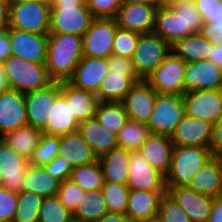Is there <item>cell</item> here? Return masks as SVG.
Masks as SVG:
<instances>
[{
  "mask_svg": "<svg viewBox=\"0 0 222 222\" xmlns=\"http://www.w3.org/2000/svg\"><path fill=\"white\" fill-rule=\"evenodd\" d=\"M83 58L82 36L48 34L46 69L53 82L68 81Z\"/></svg>",
  "mask_w": 222,
  "mask_h": 222,
  "instance_id": "6da1fadb",
  "label": "cell"
},
{
  "mask_svg": "<svg viewBox=\"0 0 222 222\" xmlns=\"http://www.w3.org/2000/svg\"><path fill=\"white\" fill-rule=\"evenodd\" d=\"M212 156L210 147L174 146L170 170L165 176L166 188L188 186Z\"/></svg>",
  "mask_w": 222,
  "mask_h": 222,
  "instance_id": "7a4b0ae2",
  "label": "cell"
},
{
  "mask_svg": "<svg viewBox=\"0 0 222 222\" xmlns=\"http://www.w3.org/2000/svg\"><path fill=\"white\" fill-rule=\"evenodd\" d=\"M2 63L9 88L21 93L44 89L53 82L45 64L28 62L13 55Z\"/></svg>",
  "mask_w": 222,
  "mask_h": 222,
  "instance_id": "3957f363",
  "label": "cell"
},
{
  "mask_svg": "<svg viewBox=\"0 0 222 222\" xmlns=\"http://www.w3.org/2000/svg\"><path fill=\"white\" fill-rule=\"evenodd\" d=\"M49 0H31L10 4L7 28H14L36 34H49Z\"/></svg>",
  "mask_w": 222,
  "mask_h": 222,
  "instance_id": "277c9868",
  "label": "cell"
},
{
  "mask_svg": "<svg viewBox=\"0 0 222 222\" xmlns=\"http://www.w3.org/2000/svg\"><path fill=\"white\" fill-rule=\"evenodd\" d=\"M170 52L171 46L158 34L154 32L140 34L131 57L137 75L146 80Z\"/></svg>",
  "mask_w": 222,
  "mask_h": 222,
  "instance_id": "5b68a950",
  "label": "cell"
},
{
  "mask_svg": "<svg viewBox=\"0 0 222 222\" xmlns=\"http://www.w3.org/2000/svg\"><path fill=\"white\" fill-rule=\"evenodd\" d=\"M185 115V105L182 95L157 93L149 123L153 134L171 136Z\"/></svg>",
  "mask_w": 222,
  "mask_h": 222,
  "instance_id": "8992f818",
  "label": "cell"
},
{
  "mask_svg": "<svg viewBox=\"0 0 222 222\" xmlns=\"http://www.w3.org/2000/svg\"><path fill=\"white\" fill-rule=\"evenodd\" d=\"M117 28L115 18H94L82 35L83 56L105 59L111 56Z\"/></svg>",
  "mask_w": 222,
  "mask_h": 222,
  "instance_id": "52a82bcc",
  "label": "cell"
},
{
  "mask_svg": "<svg viewBox=\"0 0 222 222\" xmlns=\"http://www.w3.org/2000/svg\"><path fill=\"white\" fill-rule=\"evenodd\" d=\"M186 62L172 51L146 78V81L160 94L183 95Z\"/></svg>",
  "mask_w": 222,
  "mask_h": 222,
  "instance_id": "ba28073f",
  "label": "cell"
},
{
  "mask_svg": "<svg viewBox=\"0 0 222 222\" xmlns=\"http://www.w3.org/2000/svg\"><path fill=\"white\" fill-rule=\"evenodd\" d=\"M50 9L49 34L71 33L82 36L94 19L86 4Z\"/></svg>",
  "mask_w": 222,
  "mask_h": 222,
  "instance_id": "9c48e42d",
  "label": "cell"
},
{
  "mask_svg": "<svg viewBox=\"0 0 222 222\" xmlns=\"http://www.w3.org/2000/svg\"><path fill=\"white\" fill-rule=\"evenodd\" d=\"M185 114L216 124L222 120V89L197 90L183 95Z\"/></svg>",
  "mask_w": 222,
  "mask_h": 222,
  "instance_id": "30bf717a",
  "label": "cell"
},
{
  "mask_svg": "<svg viewBox=\"0 0 222 222\" xmlns=\"http://www.w3.org/2000/svg\"><path fill=\"white\" fill-rule=\"evenodd\" d=\"M60 94L61 82H52L44 89L25 93L27 125L42 130Z\"/></svg>",
  "mask_w": 222,
  "mask_h": 222,
  "instance_id": "8fae6325",
  "label": "cell"
},
{
  "mask_svg": "<svg viewBox=\"0 0 222 222\" xmlns=\"http://www.w3.org/2000/svg\"><path fill=\"white\" fill-rule=\"evenodd\" d=\"M11 55L32 63L45 64L48 34L8 28Z\"/></svg>",
  "mask_w": 222,
  "mask_h": 222,
  "instance_id": "7c38bea8",
  "label": "cell"
},
{
  "mask_svg": "<svg viewBox=\"0 0 222 222\" xmlns=\"http://www.w3.org/2000/svg\"><path fill=\"white\" fill-rule=\"evenodd\" d=\"M160 3H123L115 17L118 28L137 33L153 32Z\"/></svg>",
  "mask_w": 222,
  "mask_h": 222,
  "instance_id": "4fadbf2b",
  "label": "cell"
},
{
  "mask_svg": "<svg viewBox=\"0 0 222 222\" xmlns=\"http://www.w3.org/2000/svg\"><path fill=\"white\" fill-rule=\"evenodd\" d=\"M127 186L130 190L167 191L165 176L152 167L138 150L131 152Z\"/></svg>",
  "mask_w": 222,
  "mask_h": 222,
  "instance_id": "5bb4252c",
  "label": "cell"
},
{
  "mask_svg": "<svg viewBox=\"0 0 222 222\" xmlns=\"http://www.w3.org/2000/svg\"><path fill=\"white\" fill-rule=\"evenodd\" d=\"M28 164L29 160L0 138V186L16 192L23 191Z\"/></svg>",
  "mask_w": 222,
  "mask_h": 222,
  "instance_id": "9a60e30c",
  "label": "cell"
},
{
  "mask_svg": "<svg viewBox=\"0 0 222 222\" xmlns=\"http://www.w3.org/2000/svg\"><path fill=\"white\" fill-rule=\"evenodd\" d=\"M156 96L157 91L146 80L136 83L122 101L128 119L148 124Z\"/></svg>",
  "mask_w": 222,
  "mask_h": 222,
  "instance_id": "2e32d148",
  "label": "cell"
},
{
  "mask_svg": "<svg viewBox=\"0 0 222 222\" xmlns=\"http://www.w3.org/2000/svg\"><path fill=\"white\" fill-rule=\"evenodd\" d=\"M27 126L25 94L9 88L0 94V138Z\"/></svg>",
  "mask_w": 222,
  "mask_h": 222,
  "instance_id": "e0dca14e",
  "label": "cell"
},
{
  "mask_svg": "<svg viewBox=\"0 0 222 222\" xmlns=\"http://www.w3.org/2000/svg\"><path fill=\"white\" fill-rule=\"evenodd\" d=\"M213 124L185 114L170 136L174 146L210 147Z\"/></svg>",
  "mask_w": 222,
  "mask_h": 222,
  "instance_id": "ac0fdd59",
  "label": "cell"
},
{
  "mask_svg": "<svg viewBox=\"0 0 222 222\" xmlns=\"http://www.w3.org/2000/svg\"><path fill=\"white\" fill-rule=\"evenodd\" d=\"M184 85L185 92L222 89V69L209 59L186 63Z\"/></svg>",
  "mask_w": 222,
  "mask_h": 222,
  "instance_id": "d6986e66",
  "label": "cell"
},
{
  "mask_svg": "<svg viewBox=\"0 0 222 222\" xmlns=\"http://www.w3.org/2000/svg\"><path fill=\"white\" fill-rule=\"evenodd\" d=\"M166 189V193L186 212L192 222H208L214 197L197 193L188 186Z\"/></svg>",
  "mask_w": 222,
  "mask_h": 222,
  "instance_id": "ffe728a7",
  "label": "cell"
},
{
  "mask_svg": "<svg viewBox=\"0 0 222 222\" xmlns=\"http://www.w3.org/2000/svg\"><path fill=\"white\" fill-rule=\"evenodd\" d=\"M108 73L107 59L83 56L68 82L76 88L97 93Z\"/></svg>",
  "mask_w": 222,
  "mask_h": 222,
  "instance_id": "44dd1931",
  "label": "cell"
},
{
  "mask_svg": "<svg viewBox=\"0 0 222 222\" xmlns=\"http://www.w3.org/2000/svg\"><path fill=\"white\" fill-rule=\"evenodd\" d=\"M173 149L170 136L151 133L138 151L152 167L166 176L170 170Z\"/></svg>",
  "mask_w": 222,
  "mask_h": 222,
  "instance_id": "7402d4cb",
  "label": "cell"
},
{
  "mask_svg": "<svg viewBox=\"0 0 222 222\" xmlns=\"http://www.w3.org/2000/svg\"><path fill=\"white\" fill-rule=\"evenodd\" d=\"M166 191L130 190L125 215L130 222H141L158 216L159 206Z\"/></svg>",
  "mask_w": 222,
  "mask_h": 222,
  "instance_id": "603a6c76",
  "label": "cell"
},
{
  "mask_svg": "<svg viewBox=\"0 0 222 222\" xmlns=\"http://www.w3.org/2000/svg\"><path fill=\"white\" fill-rule=\"evenodd\" d=\"M197 193L212 197L222 195V158L210 157L188 184Z\"/></svg>",
  "mask_w": 222,
  "mask_h": 222,
  "instance_id": "cb8c5ba5",
  "label": "cell"
},
{
  "mask_svg": "<svg viewBox=\"0 0 222 222\" xmlns=\"http://www.w3.org/2000/svg\"><path fill=\"white\" fill-rule=\"evenodd\" d=\"M153 32L161 36L170 46L190 35L184 30V21L169 5L160 3L156 15Z\"/></svg>",
  "mask_w": 222,
  "mask_h": 222,
  "instance_id": "d4e9b609",
  "label": "cell"
},
{
  "mask_svg": "<svg viewBox=\"0 0 222 222\" xmlns=\"http://www.w3.org/2000/svg\"><path fill=\"white\" fill-rule=\"evenodd\" d=\"M80 123L72 113L70 104L61 93L53 107L46 126L41 130L43 134L62 136L78 131Z\"/></svg>",
  "mask_w": 222,
  "mask_h": 222,
  "instance_id": "484cf974",
  "label": "cell"
},
{
  "mask_svg": "<svg viewBox=\"0 0 222 222\" xmlns=\"http://www.w3.org/2000/svg\"><path fill=\"white\" fill-rule=\"evenodd\" d=\"M61 93L66 97L79 123L95 117L100 103L96 93L76 88L68 81L61 82Z\"/></svg>",
  "mask_w": 222,
  "mask_h": 222,
  "instance_id": "4316f807",
  "label": "cell"
},
{
  "mask_svg": "<svg viewBox=\"0 0 222 222\" xmlns=\"http://www.w3.org/2000/svg\"><path fill=\"white\" fill-rule=\"evenodd\" d=\"M78 132L97 157L118 148L116 135L104 128L96 117L81 122Z\"/></svg>",
  "mask_w": 222,
  "mask_h": 222,
  "instance_id": "83f0119b",
  "label": "cell"
},
{
  "mask_svg": "<svg viewBox=\"0 0 222 222\" xmlns=\"http://www.w3.org/2000/svg\"><path fill=\"white\" fill-rule=\"evenodd\" d=\"M58 156L71 163L73 167L87 165L98 159L78 131L60 136Z\"/></svg>",
  "mask_w": 222,
  "mask_h": 222,
  "instance_id": "f1b7e54d",
  "label": "cell"
},
{
  "mask_svg": "<svg viewBox=\"0 0 222 222\" xmlns=\"http://www.w3.org/2000/svg\"><path fill=\"white\" fill-rule=\"evenodd\" d=\"M131 151L115 148L98 157L105 182L127 185Z\"/></svg>",
  "mask_w": 222,
  "mask_h": 222,
  "instance_id": "f546056e",
  "label": "cell"
},
{
  "mask_svg": "<svg viewBox=\"0 0 222 222\" xmlns=\"http://www.w3.org/2000/svg\"><path fill=\"white\" fill-rule=\"evenodd\" d=\"M141 80L140 77H126L109 72L101 81L96 95L99 102H122L132 87Z\"/></svg>",
  "mask_w": 222,
  "mask_h": 222,
  "instance_id": "4dcf8cb0",
  "label": "cell"
},
{
  "mask_svg": "<svg viewBox=\"0 0 222 222\" xmlns=\"http://www.w3.org/2000/svg\"><path fill=\"white\" fill-rule=\"evenodd\" d=\"M213 45L200 33L188 35L171 46V51L184 62L209 59Z\"/></svg>",
  "mask_w": 222,
  "mask_h": 222,
  "instance_id": "1f68e13d",
  "label": "cell"
},
{
  "mask_svg": "<svg viewBox=\"0 0 222 222\" xmlns=\"http://www.w3.org/2000/svg\"><path fill=\"white\" fill-rule=\"evenodd\" d=\"M60 181L53 178L43 166L27 165L23 191L32 192L42 197L55 196L60 188Z\"/></svg>",
  "mask_w": 222,
  "mask_h": 222,
  "instance_id": "d6a6232c",
  "label": "cell"
},
{
  "mask_svg": "<svg viewBox=\"0 0 222 222\" xmlns=\"http://www.w3.org/2000/svg\"><path fill=\"white\" fill-rule=\"evenodd\" d=\"M41 135V130L27 125L6 133L1 137V139L11 148H13L19 155L30 161L34 150L39 144Z\"/></svg>",
  "mask_w": 222,
  "mask_h": 222,
  "instance_id": "836d02e7",
  "label": "cell"
},
{
  "mask_svg": "<svg viewBox=\"0 0 222 222\" xmlns=\"http://www.w3.org/2000/svg\"><path fill=\"white\" fill-rule=\"evenodd\" d=\"M109 212L102 189L89 190L72 212V218L84 222H97Z\"/></svg>",
  "mask_w": 222,
  "mask_h": 222,
  "instance_id": "e575fe53",
  "label": "cell"
},
{
  "mask_svg": "<svg viewBox=\"0 0 222 222\" xmlns=\"http://www.w3.org/2000/svg\"><path fill=\"white\" fill-rule=\"evenodd\" d=\"M95 117L104 128L115 135L128 121L122 102H100Z\"/></svg>",
  "mask_w": 222,
  "mask_h": 222,
  "instance_id": "d590c367",
  "label": "cell"
},
{
  "mask_svg": "<svg viewBox=\"0 0 222 222\" xmlns=\"http://www.w3.org/2000/svg\"><path fill=\"white\" fill-rule=\"evenodd\" d=\"M151 130L145 123L129 120L116 135L118 148L136 151L150 136Z\"/></svg>",
  "mask_w": 222,
  "mask_h": 222,
  "instance_id": "8d00e7d4",
  "label": "cell"
},
{
  "mask_svg": "<svg viewBox=\"0 0 222 222\" xmlns=\"http://www.w3.org/2000/svg\"><path fill=\"white\" fill-rule=\"evenodd\" d=\"M70 180L86 192L101 189L104 185V174L98 159L87 165L73 167Z\"/></svg>",
  "mask_w": 222,
  "mask_h": 222,
  "instance_id": "74e56055",
  "label": "cell"
},
{
  "mask_svg": "<svg viewBox=\"0 0 222 222\" xmlns=\"http://www.w3.org/2000/svg\"><path fill=\"white\" fill-rule=\"evenodd\" d=\"M44 197L28 192H18L17 211L14 216L15 222H38L40 207Z\"/></svg>",
  "mask_w": 222,
  "mask_h": 222,
  "instance_id": "f35d334b",
  "label": "cell"
},
{
  "mask_svg": "<svg viewBox=\"0 0 222 222\" xmlns=\"http://www.w3.org/2000/svg\"><path fill=\"white\" fill-rule=\"evenodd\" d=\"M109 212L125 214L130 189L125 184L104 182L101 188Z\"/></svg>",
  "mask_w": 222,
  "mask_h": 222,
  "instance_id": "ab89813d",
  "label": "cell"
},
{
  "mask_svg": "<svg viewBox=\"0 0 222 222\" xmlns=\"http://www.w3.org/2000/svg\"><path fill=\"white\" fill-rule=\"evenodd\" d=\"M71 218L72 212L60 202L57 195L44 197L38 222H67Z\"/></svg>",
  "mask_w": 222,
  "mask_h": 222,
  "instance_id": "60d3db41",
  "label": "cell"
},
{
  "mask_svg": "<svg viewBox=\"0 0 222 222\" xmlns=\"http://www.w3.org/2000/svg\"><path fill=\"white\" fill-rule=\"evenodd\" d=\"M60 136L41 135L39 144L34 150L29 163L35 166H44L59 155Z\"/></svg>",
  "mask_w": 222,
  "mask_h": 222,
  "instance_id": "b9f144b4",
  "label": "cell"
},
{
  "mask_svg": "<svg viewBox=\"0 0 222 222\" xmlns=\"http://www.w3.org/2000/svg\"><path fill=\"white\" fill-rule=\"evenodd\" d=\"M167 5H169L179 16L182 17L184 21V30H190V35L200 33L204 23L195 4L174 2Z\"/></svg>",
  "mask_w": 222,
  "mask_h": 222,
  "instance_id": "7bdbcfd3",
  "label": "cell"
},
{
  "mask_svg": "<svg viewBox=\"0 0 222 222\" xmlns=\"http://www.w3.org/2000/svg\"><path fill=\"white\" fill-rule=\"evenodd\" d=\"M140 33L117 28L113 42V54L126 58L132 57Z\"/></svg>",
  "mask_w": 222,
  "mask_h": 222,
  "instance_id": "ee69618b",
  "label": "cell"
},
{
  "mask_svg": "<svg viewBox=\"0 0 222 222\" xmlns=\"http://www.w3.org/2000/svg\"><path fill=\"white\" fill-rule=\"evenodd\" d=\"M86 191L81 189L72 180L67 179L60 183L57 196L60 202L71 212L79 205Z\"/></svg>",
  "mask_w": 222,
  "mask_h": 222,
  "instance_id": "f6af8a7d",
  "label": "cell"
},
{
  "mask_svg": "<svg viewBox=\"0 0 222 222\" xmlns=\"http://www.w3.org/2000/svg\"><path fill=\"white\" fill-rule=\"evenodd\" d=\"M158 216L163 222H192L186 212L167 193L161 199Z\"/></svg>",
  "mask_w": 222,
  "mask_h": 222,
  "instance_id": "bcb514c9",
  "label": "cell"
},
{
  "mask_svg": "<svg viewBox=\"0 0 222 222\" xmlns=\"http://www.w3.org/2000/svg\"><path fill=\"white\" fill-rule=\"evenodd\" d=\"M122 0H89L86 4L94 18H115Z\"/></svg>",
  "mask_w": 222,
  "mask_h": 222,
  "instance_id": "7dc6e473",
  "label": "cell"
},
{
  "mask_svg": "<svg viewBox=\"0 0 222 222\" xmlns=\"http://www.w3.org/2000/svg\"><path fill=\"white\" fill-rule=\"evenodd\" d=\"M17 204L18 192L0 186V221L13 220Z\"/></svg>",
  "mask_w": 222,
  "mask_h": 222,
  "instance_id": "c3c4849f",
  "label": "cell"
},
{
  "mask_svg": "<svg viewBox=\"0 0 222 222\" xmlns=\"http://www.w3.org/2000/svg\"><path fill=\"white\" fill-rule=\"evenodd\" d=\"M195 6L203 23H211V20L222 19V0H196Z\"/></svg>",
  "mask_w": 222,
  "mask_h": 222,
  "instance_id": "681fc988",
  "label": "cell"
},
{
  "mask_svg": "<svg viewBox=\"0 0 222 222\" xmlns=\"http://www.w3.org/2000/svg\"><path fill=\"white\" fill-rule=\"evenodd\" d=\"M109 72L126 77H139L130 58L112 54L107 58Z\"/></svg>",
  "mask_w": 222,
  "mask_h": 222,
  "instance_id": "f907efd6",
  "label": "cell"
},
{
  "mask_svg": "<svg viewBox=\"0 0 222 222\" xmlns=\"http://www.w3.org/2000/svg\"><path fill=\"white\" fill-rule=\"evenodd\" d=\"M44 169L55 179L63 182L70 179L73 166L65 159L57 156L49 163L45 164Z\"/></svg>",
  "mask_w": 222,
  "mask_h": 222,
  "instance_id": "816d5d0a",
  "label": "cell"
},
{
  "mask_svg": "<svg viewBox=\"0 0 222 222\" xmlns=\"http://www.w3.org/2000/svg\"><path fill=\"white\" fill-rule=\"evenodd\" d=\"M200 34L207 39L212 45L222 43V19L211 20V23L202 25Z\"/></svg>",
  "mask_w": 222,
  "mask_h": 222,
  "instance_id": "f5cc1de1",
  "label": "cell"
},
{
  "mask_svg": "<svg viewBox=\"0 0 222 222\" xmlns=\"http://www.w3.org/2000/svg\"><path fill=\"white\" fill-rule=\"evenodd\" d=\"M210 149L213 156L222 158V120L213 124Z\"/></svg>",
  "mask_w": 222,
  "mask_h": 222,
  "instance_id": "db71d44e",
  "label": "cell"
},
{
  "mask_svg": "<svg viewBox=\"0 0 222 222\" xmlns=\"http://www.w3.org/2000/svg\"><path fill=\"white\" fill-rule=\"evenodd\" d=\"M11 55L8 28H0V61L3 62Z\"/></svg>",
  "mask_w": 222,
  "mask_h": 222,
  "instance_id": "11a10c76",
  "label": "cell"
},
{
  "mask_svg": "<svg viewBox=\"0 0 222 222\" xmlns=\"http://www.w3.org/2000/svg\"><path fill=\"white\" fill-rule=\"evenodd\" d=\"M208 222H222V195L213 198Z\"/></svg>",
  "mask_w": 222,
  "mask_h": 222,
  "instance_id": "9f6ffc18",
  "label": "cell"
},
{
  "mask_svg": "<svg viewBox=\"0 0 222 222\" xmlns=\"http://www.w3.org/2000/svg\"><path fill=\"white\" fill-rule=\"evenodd\" d=\"M10 3L0 0V28H7L9 23Z\"/></svg>",
  "mask_w": 222,
  "mask_h": 222,
  "instance_id": "6f0895ef",
  "label": "cell"
},
{
  "mask_svg": "<svg viewBox=\"0 0 222 222\" xmlns=\"http://www.w3.org/2000/svg\"><path fill=\"white\" fill-rule=\"evenodd\" d=\"M209 60L222 69V43L219 42L218 44L213 45Z\"/></svg>",
  "mask_w": 222,
  "mask_h": 222,
  "instance_id": "680465c9",
  "label": "cell"
},
{
  "mask_svg": "<svg viewBox=\"0 0 222 222\" xmlns=\"http://www.w3.org/2000/svg\"><path fill=\"white\" fill-rule=\"evenodd\" d=\"M97 222H130V220L125 214L108 212Z\"/></svg>",
  "mask_w": 222,
  "mask_h": 222,
  "instance_id": "91938a15",
  "label": "cell"
},
{
  "mask_svg": "<svg viewBox=\"0 0 222 222\" xmlns=\"http://www.w3.org/2000/svg\"><path fill=\"white\" fill-rule=\"evenodd\" d=\"M50 7L81 6L80 0H49Z\"/></svg>",
  "mask_w": 222,
  "mask_h": 222,
  "instance_id": "94428289",
  "label": "cell"
},
{
  "mask_svg": "<svg viewBox=\"0 0 222 222\" xmlns=\"http://www.w3.org/2000/svg\"><path fill=\"white\" fill-rule=\"evenodd\" d=\"M9 89V85L5 76L3 63L0 61V94Z\"/></svg>",
  "mask_w": 222,
  "mask_h": 222,
  "instance_id": "6125c7cd",
  "label": "cell"
},
{
  "mask_svg": "<svg viewBox=\"0 0 222 222\" xmlns=\"http://www.w3.org/2000/svg\"><path fill=\"white\" fill-rule=\"evenodd\" d=\"M123 3H161L160 0H122Z\"/></svg>",
  "mask_w": 222,
  "mask_h": 222,
  "instance_id": "be15d7a7",
  "label": "cell"
},
{
  "mask_svg": "<svg viewBox=\"0 0 222 222\" xmlns=\"http://www.w3.org/2000/svg\"><path fill=\"white\" fill-rule=\"evenodd\" d=\"M195 1L196 0H160V2L162 4H169V3H174V2H183V3H192V4H195Z\"/></svg>",
  "mask_w": 222,
  "mask_h": 222,
  "instance_id": "e7e4bbea",
  "label": "cell"
},
{
  "mask_svg": "<svg viewBox=\"0 0 222 222\" xmlns=\"http://www.w3.org/2000/svg\"><path fill=\"white\" fill-rule=\"evenodd\" d=\"M141 222H163L159 216L157 217H154V218H150L148 220H144V221H141Z\"/></svg>",
  "mask_w": 222,
  "mask_h": 222,
  "instance_id": "03108f58",
  "label": "cell"
},
{
  "mask_svg": "<svg viewBox=\"0 0 222 222\" xmlns=\"http://www.w3.org/2000/svg\"><path fill=\"white\" fill-rule=\"evenodd\" d=\"M10 4L24 3L31 0H8Z\"/></svg>",
  "mask_w": 222,
  "mask_h": 222,
  "instance_id": "003e7915",
  "label": "cell"
},
{
  "mask_svg": "<svg viewBox=\"0 0 222 222\" xmlns=\"http://www.w3.org/2000/svg\"><path fill=\"white\" fill-rule=\"evenodd\" d=\"M67 222H84V221L71 218V219H70L69 221H67Z\"/></svg>",
  "mask_w": 222,
  "mask_h": 222,
  "instance_id": "a7ac6f4b",
  "label": "cell"
},
{
  "mask_svg": "<svg viewBox=\"0 0 222 222\" xmlns=\"http://www.w3.org/2000/svg\"><path fill=\"white\" fill-rule=\"evenodd\" d=\"M0 222H15L14 220H1Z\"/></svg>",
  "mask_w": 222,
  "mask_h": 222,
  "instance_id": "89a4df30",
  "label": "cell"
},
{
  "mask_svg": "<svg viewBox=\"0 0 222 222\" xmlns=\"http://www.w3.org/2000/svg\"><path fill=\"white\" fill-rule=\"evenodd\" d=\"M83 4H87L89 0H80Z\"/></svg>",
  "mask_w": 222,
  "mask_h": 222,
  "instance_id": "2644e50d",
  "label": "cell"
}]
</instances>
